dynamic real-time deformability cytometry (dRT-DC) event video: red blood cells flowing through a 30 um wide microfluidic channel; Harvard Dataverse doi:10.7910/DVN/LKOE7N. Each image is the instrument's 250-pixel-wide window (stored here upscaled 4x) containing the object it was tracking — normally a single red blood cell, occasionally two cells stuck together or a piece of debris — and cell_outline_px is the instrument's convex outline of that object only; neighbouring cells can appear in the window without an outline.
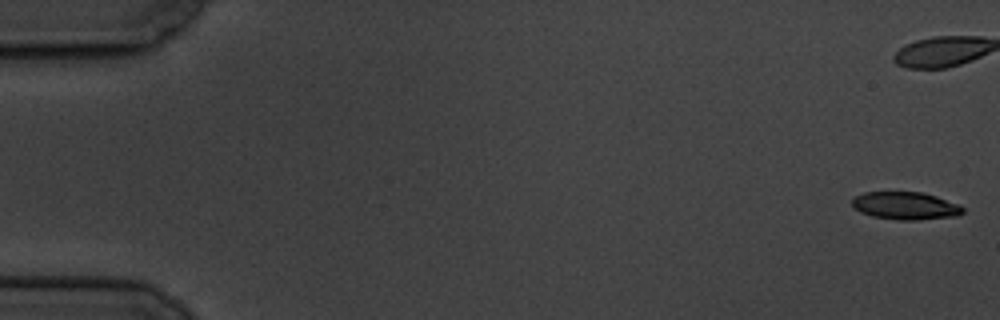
{"species": "common noctule bat (a hibernating species)", "species_latin": "Nyctalus noctula", "temperature_condition": "cold", "stored_images_in_passage": 10, "camera_frame_rate_fps": 3000, "um_per_image_px": 0.085, "animal": {"sex": "male", "body_mass_g": 19.5, "forearm_length_mm": 54.6}, "frame": {"image": 1, "passage_image": 1, "time_ms": 0.0, "image_size_px": [1000, 320], "cell_outline_px": [[964, 212], [956, 216], [920, 220], [896, 220], [872, 216], [860, 212], [852, 204], [852, 200], [856, 196], [864, 192], [920, 192], [936, 196], [960, 204], [964, 208]], "centroid_in_image_um": [77.0, 17.49], "position_along_channel_um": 8.0, "area_um2": 17.92}}
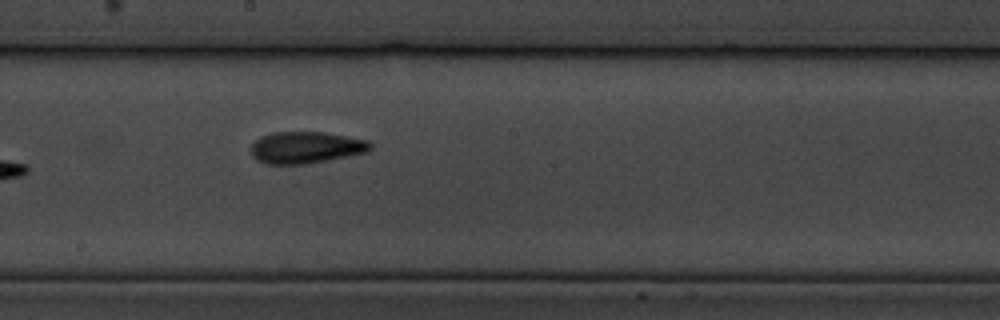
{"frame": {"image": 2, "passage_image": 10, "time_ms": 11.333, "image_size_px": [1000, 320], "cell_outline_px": [[372, 148], [368, 152], [308, 164], [264, 164], [256, 160], [252, 156], [252, 144], [260, 136], [272, 132], [324, 132], [368, 140], [372, 144]], "centroid_in_image_um": [26.0, 12.54], "position_along_channel_um": 222.2, "area_um2": 22.25}}